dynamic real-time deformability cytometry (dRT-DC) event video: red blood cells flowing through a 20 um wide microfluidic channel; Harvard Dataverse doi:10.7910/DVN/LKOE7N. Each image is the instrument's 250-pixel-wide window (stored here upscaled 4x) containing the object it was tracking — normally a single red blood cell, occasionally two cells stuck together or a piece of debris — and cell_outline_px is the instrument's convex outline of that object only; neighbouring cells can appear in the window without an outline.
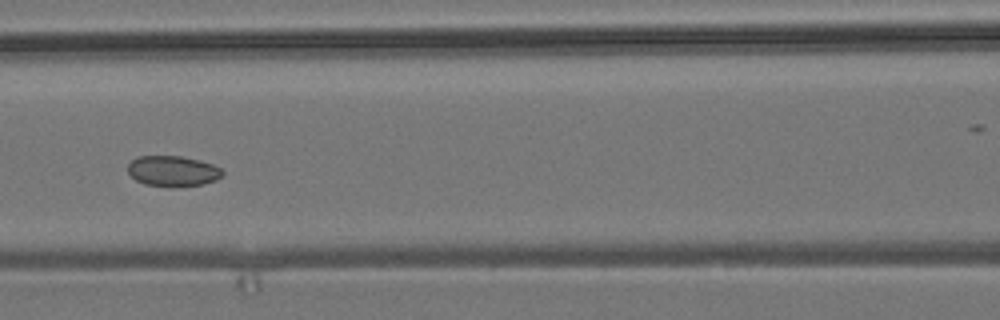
{"species": "common noctule bat (a hibernating species)", "species_latin": "Nyctalus noctula", "temperature_condition": "room temperature", "stored_images_in_passage": 6, "camera_frame_rate_fps": 3000, "um_per_image_px": 0.085, "animal": {"sex": "male", "body_mass_g": 19.2, "forearm_length_mm": 51.8}, "frame": {"image": 1, "passage_image": 5, "time_ms": 4.667, "image_size_px": [1000, 320], "cell_outline_px": [[224, 176], [216, 180], [204, 184], [144, 184], [136, 180], [128, 172], [128, 164], [136, 156], [180, 156], [200, 160], [212, 164], [220, 168], [224, 172]], "centroid_in_image_um": [14.7, 14.49], "position_along_channel_um": 151.9, "area_um2": 16.3}}
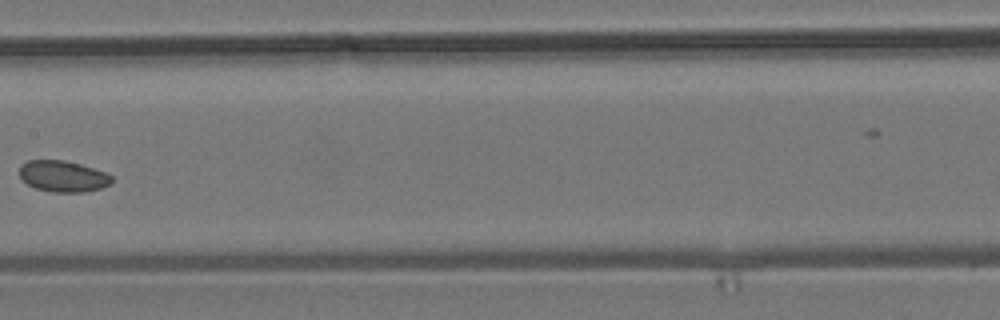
{"frame": {"image": 2, "passage_image": 6, "time_ms": 6.0, "image_size_px": [1000, 320], "cell_outline_px": [[112, 180], [108, 184], [100, 188], [84, 192], [56, 192], [36, 188], [28, 184], [20, 176], [20, 164], [28, 160], [64, 160], [80, 164], [104, 172], [112, 176]], "centroid_in_image_um": [5.33, 14.97], "position_along_channel_um": 202.1, "area_um2": 16.53}}